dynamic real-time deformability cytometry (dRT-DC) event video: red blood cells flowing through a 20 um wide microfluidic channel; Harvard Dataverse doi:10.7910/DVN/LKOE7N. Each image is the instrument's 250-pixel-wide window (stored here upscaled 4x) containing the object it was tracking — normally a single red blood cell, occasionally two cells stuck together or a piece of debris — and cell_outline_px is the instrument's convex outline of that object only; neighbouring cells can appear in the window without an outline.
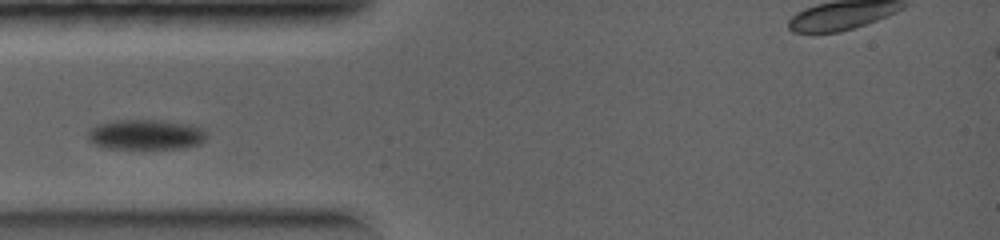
{"species": "common noctule bat (a hibernating species)", "species_latin": "Nyctalus noctula", "temperature_condition": "warm", "stored_images_in_passage": 38, "camera_frame_rate_fps": 5000, "um_per_image_px": 0.085, "animal": {"sex": "female", "body_mass_g": 19.0, "forearm_length_mm": 56.7}, "frame": {"image": 1, "passage_image": 1, "time_ms": 0.0, "image_size_px": [1000, 240], "cell_outline_px": [[208, 136], [200, 144], [180, 148], [108, 148], [96, 144], [88, 140], [88, 128], [96, 124], [112, 120], [164, 120], [204, 128], [208, 132]], "centroid_in_image_um": [12.39, 11.42], "position_along_channel_um": 72.6, "area_um2": 20.98}}
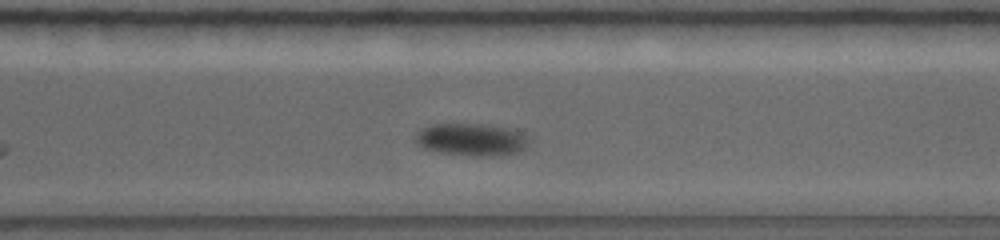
{"frame": {"image": 2, "passage_image": 27, "time_ms": 4.4, "image_size_px": [1000, 240], "cell_outline_px": [[528, 136], [524, 148], [516, 152], [496, 156], [480, 156], [432, 152], [416, 144], [416, 132], [420, 128], [432, 124], [484, 124], [508, 128], [520, 132]], "centroid_in_image_um": [39.99, 11.86], "position_along_channel_um": 330.6, "area_um2": 21.44}}
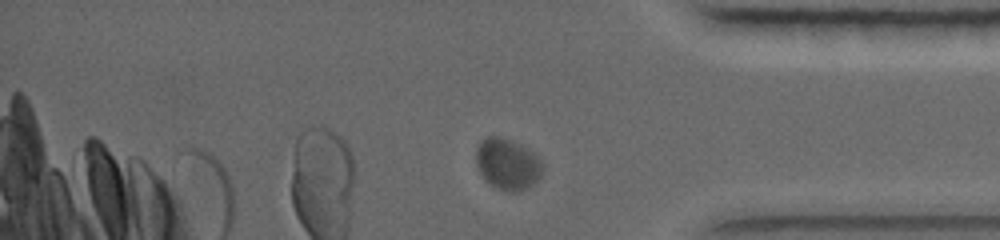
{"frame": {"image": 3, "passage_image": 34, "time_ms": 5.6, "image_size_px": [1000, 240], "cell_outline_px": [[544, 168], [540, 176], [528, 188], [512, 192], [508, 192], [484, 180], [476, 168], [476, 148], [480, 140], [488, 136], [500, 136], [512, 140], [520, 144], [532, 152], [544, 164]], "centroid_in_image_um": [43.11, 13.92], "position_along_channel_um": 392.1, "area_um2": 19.94}}